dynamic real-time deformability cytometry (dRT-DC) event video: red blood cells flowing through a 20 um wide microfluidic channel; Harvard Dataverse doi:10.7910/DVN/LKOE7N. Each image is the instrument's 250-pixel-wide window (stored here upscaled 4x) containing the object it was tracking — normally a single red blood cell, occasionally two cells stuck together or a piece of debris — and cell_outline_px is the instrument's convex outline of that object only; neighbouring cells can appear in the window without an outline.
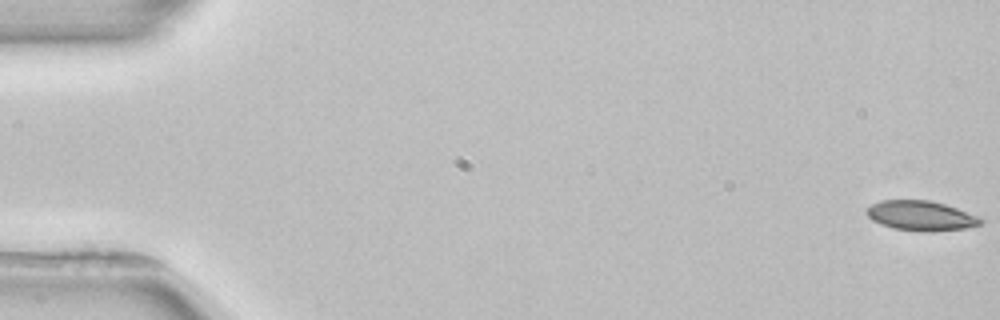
{"species": "common noctule bat (a hibernating species)", "species_latin": "Nyctalus noctula", "temperature_condition": "room temperature", "stored_images_in_passage": 4, "camera_frame_rate_fps": 3000, "um_per_image_px": 0.085, "animal": {"sex": "female", "body_mass_g": 22.7, "forearm_length_mm": 54.2}, "frame": {"image": 1, "passage_image": 1, "time_ms": 0.0, "image_size_px": [1000, 320], "cell_outline_px": [[984, 220], [980, 224], [964, 228], [932, 232], [924, 232], [892, 228], [880, 224], [872, 220], [864, 212], [872, 204], [880, 200], [928, 200], [944, 204], [956, 208], [976, 216]], "centroid_in_image_um": [78.23, 18.34], "position_along_channel_um": 6.8, "area_um2": 19.71}}
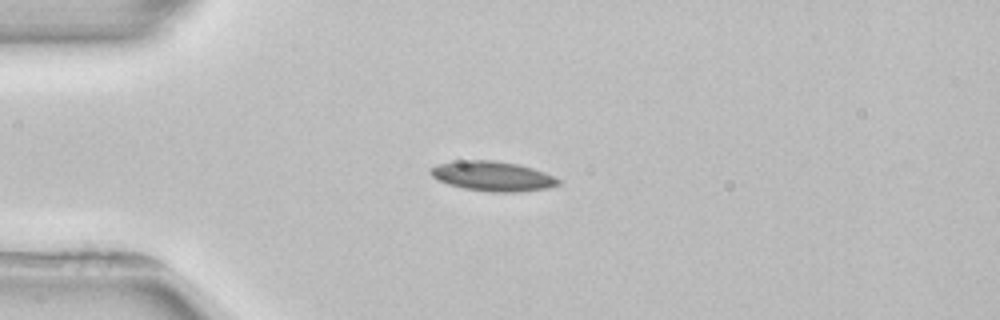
{"frame": {"image": 2, "passage_image": 4, "time_ms": 4.333, "image_size_px": [1000, 320], "cell_outline_px": [[560, 184], [548, 188], [516, 192], [488, 192], [464, 188], [448, 184], [436, 180], [428, 172], [428, 168], [440, 164], [456, 160], [492, 160], [516, 164], [532, 168], [544, 172], [560, 180]], "centroid_in_image_um": [41.82, 14.97], "position_along_channel_um": 43.2, "area_um2": 22.2}}